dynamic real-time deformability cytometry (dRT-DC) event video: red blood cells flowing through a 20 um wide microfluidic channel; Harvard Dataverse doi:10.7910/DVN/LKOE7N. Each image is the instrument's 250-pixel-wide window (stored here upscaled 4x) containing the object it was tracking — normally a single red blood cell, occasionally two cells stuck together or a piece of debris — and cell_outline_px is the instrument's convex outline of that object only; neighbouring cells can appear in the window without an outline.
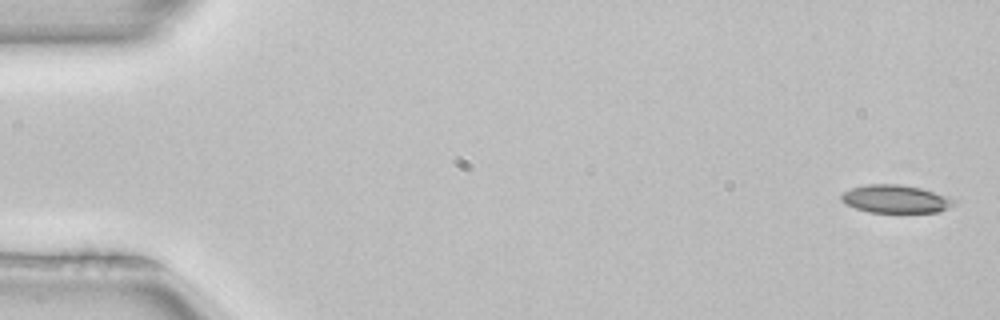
{"species": "common noctule bat (a hibernating species)", "species_latin": "Nyctalus noctula", "temperature_condition": "room temperature", "stored_images_in_passage": 6, "camera_frame_rate_fps": 3000, "um_per_image_px": 0.085, "animal": {"sex": "female", "body_mass_g": 22.7, "forearm_length_mm": 54.2}, "frame": {"image": 1, "passage_image": 1, "time_ms": 0.0, "image_size_px": [1000, 320], "cell_outline_px": [[956, 204], [940, 212], [868, 212], [856, 208], [840, 200], [840, 196], [844, 192], [852, 188], [868, 184], [900, 184], [920, 188], [948, 196], [956, 200]], "centroid_in_image_um": [76.16, 16.91], "position_along_channel_um": 8.8, "area_um2": 18.32}}